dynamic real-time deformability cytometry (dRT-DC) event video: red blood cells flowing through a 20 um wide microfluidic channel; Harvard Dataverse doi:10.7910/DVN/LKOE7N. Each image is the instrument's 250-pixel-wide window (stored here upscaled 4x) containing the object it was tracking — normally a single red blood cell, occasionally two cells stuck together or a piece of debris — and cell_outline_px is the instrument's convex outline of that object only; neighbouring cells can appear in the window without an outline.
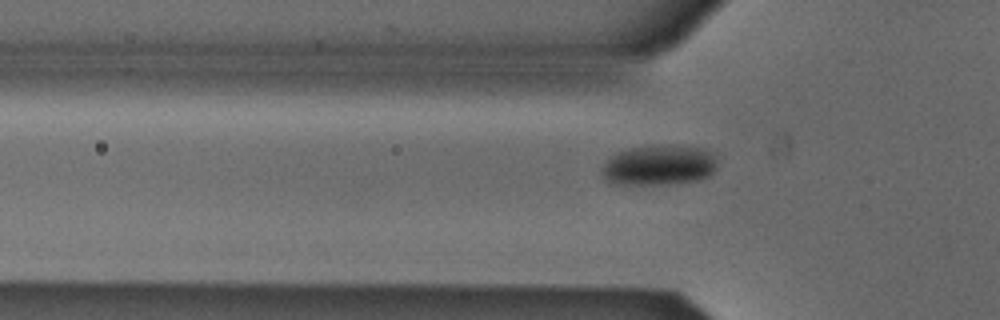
{"species": "Egyptian fruit bat (a non-hibernating species)", "species_latin": "Rousettus aegyptiacus", "temperature_condition": "cold", "stored_images_in_passage": 32, "camera_frame_rate_fps": 3000, "um_per_image_px": 0.085, "animal": {"sex": "male"}, "frame": {"image": 1, "passage_image": 2, "time_ms": 0.333, "image_size_px": [1000, 320], "cell_outline_px": [[716, 164], [712, 172], [708, 176], [700, 180], [676, 184], [612, 184], [604, 176], [600, 168], [616, 152], [632, 148], [652, 144], [672, 144], [704, 148], [712, 156]], "centroid_in_image_um": [56.0, 14.03], "position_along_channel_um": 69.8, "area_um2": 27.28}}
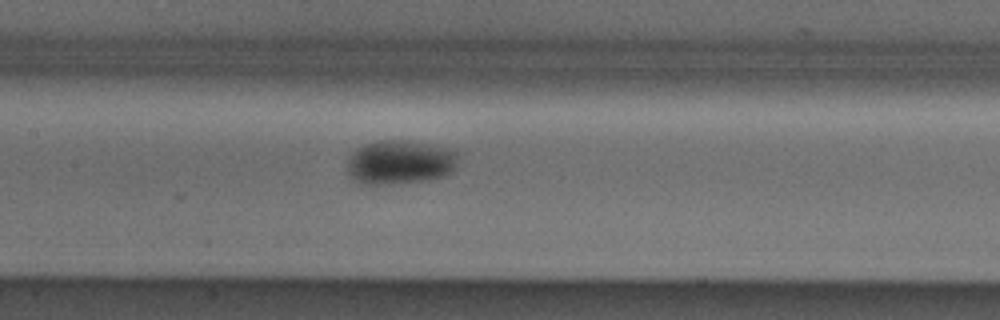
{"frame": {"image": 2, "passage_image": 10, "time_ms": 3.0, "image_size_px": [1000, 320], "cell_outline_px": [[456, 164], [452, 172], [444, 176], [428, 180], [392, 184], [360, 184], [352, 180], [348, 176], [348, 156], [356, 148], [364, 144], [380, 140], [408, 140], [432, 144], [448, 148], [456, 152]], "centroid_in_image_um": [33.95, 13.79], "position_along_channel_um": 173.4, "area_um2": 28.9}}
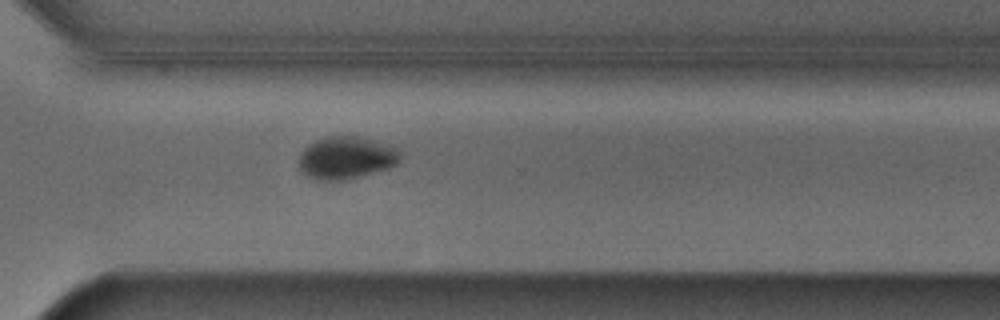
{"frame": {"image": 3, "passage_image": 23, "time_ms": 7.333, "image_size_px": [1000, 320], "cell_outline_px": [[400, 160], [396, 164], [388, 168], [360, 176], [344, 180], [316, 180], [300, 172], [296, 160], [300, 152], [308, 144], [316, 140], [328, 136], [356, 136], [392, 148], [400, 156]], "centroid_in_image_um": [29.28, 13.44], "position_along_channel_um": 341.3, "area_um2": 24.74}}